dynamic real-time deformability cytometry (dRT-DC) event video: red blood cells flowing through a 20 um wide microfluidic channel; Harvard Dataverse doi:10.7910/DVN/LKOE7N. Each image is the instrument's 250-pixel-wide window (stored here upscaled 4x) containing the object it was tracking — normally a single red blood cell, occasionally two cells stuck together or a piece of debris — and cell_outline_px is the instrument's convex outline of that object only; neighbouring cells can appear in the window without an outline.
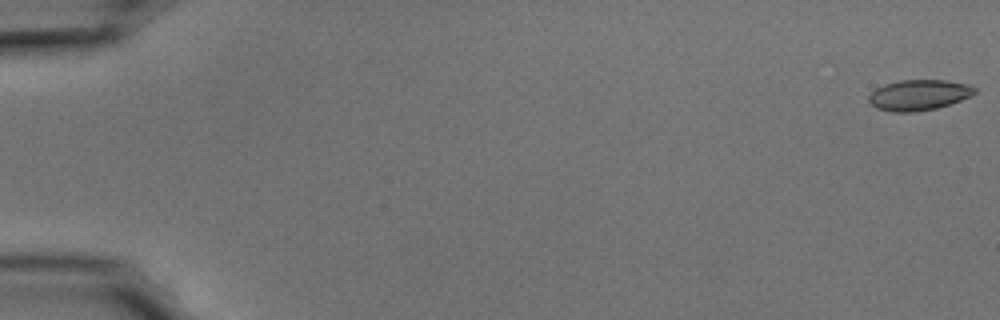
{"species": "common noctule bat (a hibernating species)", "species_latin": "Nyctalus noctula", "temperature_condition": "cold", "stored_images_in_passage": 55, "camera_frame_rate_fps": 3000, "um_per_image_px": 0.085, "animal": {"sex": "male", "body_mass_g": 15.6}, "frame": {"image": 1, "passage_image": 1, "time_ms": 0.0, "image_size_px": [1000, 320], "cell_outline_px": [[976, 92], [960, 100], [936, 108], [912, 112], [892, 112], [876, 108], [868, 100], [868, 96], [876, 88], [884, 84], [900, 80], [948, 80], [968, 84], [976, 88]], "centroid_in_image_um": [78.07, 8.06], "position_along_channel_um": 6.9, "area_um2": 18.79}}
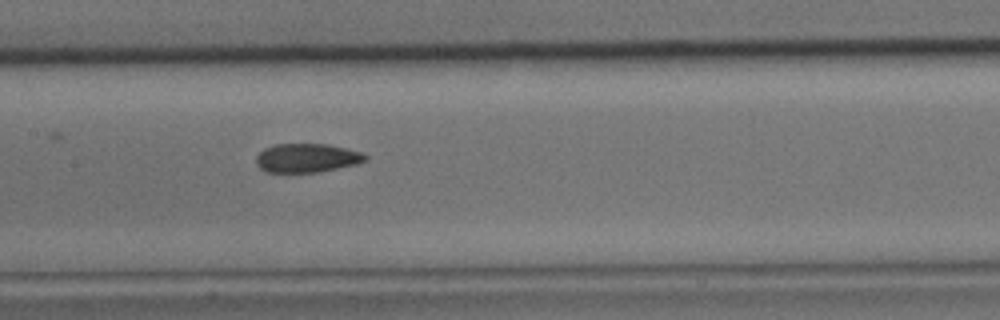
{"frame": {"image": 2, "passage_image": 28, "time_ms": 9.0, "image_size_px": [1000, 320], "cell_outline_px": [[368, 160], [356, 164], [316, 172], [264, 172], [256, 164], [256, 156], [264, 148], [276, 144], [328, 144], [360, 152], [368, 156]], "centroid_in_image_um": [26.06, 13.42], "position_along_channel_um": 181.3, "area_um2": 18.26}}
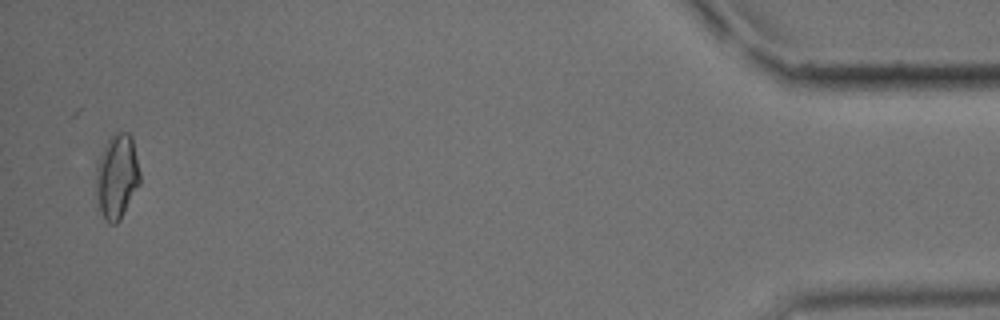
{"frame": {"image": 3, "passage_image": 54, "time_ms": 17.667, "image_size_px": [1000, 320], "cell_outline_px": [[140, 184], [120, 220], [116, 224], [108, 224], [104, 220], [100, 212], [96, 192], [96, 164], [104, 144], [112, 132], [128, 132], [132, 136], [140, 172]], "centroid_in_image_um": [9.93, 14.98], "position_along_channel_um": 425.3, "area_um2": 22.14}, "authors_computed_cell_mechanics": {"area_um2": 19.1318, "velocity_mm_per_s": 3.7026, "shape_relaxation_time_tau1_ms": 8.3657, "shape_relaxation_time_tau2_ms": 2.5918, "deformation_change_tau1": 0.1567, "deformation_change_tau2": 0.0786}}